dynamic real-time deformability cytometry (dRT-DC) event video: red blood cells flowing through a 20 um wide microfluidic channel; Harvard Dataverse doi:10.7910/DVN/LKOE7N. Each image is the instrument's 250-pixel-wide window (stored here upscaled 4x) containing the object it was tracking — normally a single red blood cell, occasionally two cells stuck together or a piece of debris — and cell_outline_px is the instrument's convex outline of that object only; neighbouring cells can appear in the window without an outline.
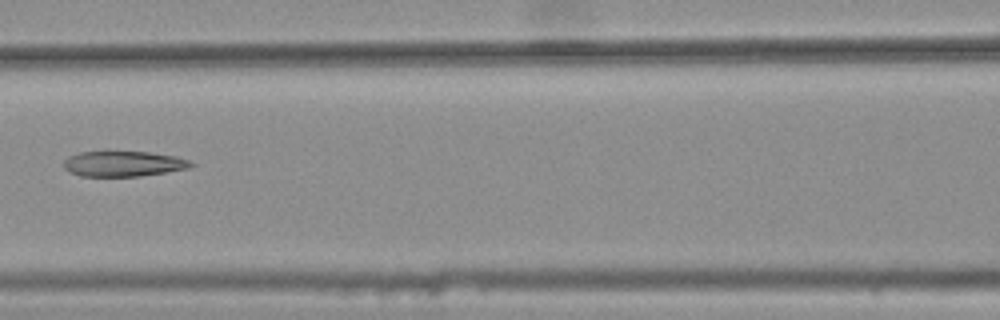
{"species": "common noctule bat (a hibernating species)", "species_latin": "Nyctalus noctula", "temperature_condition": "warm", "stored_images_in_passage": 3, "camera_frame_rate_fps": 3000, "um_per_image_px": 0.085, "animal": {"sex": "female", "body_mass_g": 25.1}, "frame": {"image": 1, "passage_image": 3, "time_ms": 0.667, "image_size_px": [1000, 320], "cell_outline_px": [[196, 164], [188, 168], [140, 176], [80, 176], [68, 172], [64, 168], [64, 160], [68, 156], [80, 152], [148, 152], [176, 156], [188, 160]], "centroid_in_image_um": [10.46, 13.92], "position_along_channel_um": 156.1, "area_um2": 18.73}}